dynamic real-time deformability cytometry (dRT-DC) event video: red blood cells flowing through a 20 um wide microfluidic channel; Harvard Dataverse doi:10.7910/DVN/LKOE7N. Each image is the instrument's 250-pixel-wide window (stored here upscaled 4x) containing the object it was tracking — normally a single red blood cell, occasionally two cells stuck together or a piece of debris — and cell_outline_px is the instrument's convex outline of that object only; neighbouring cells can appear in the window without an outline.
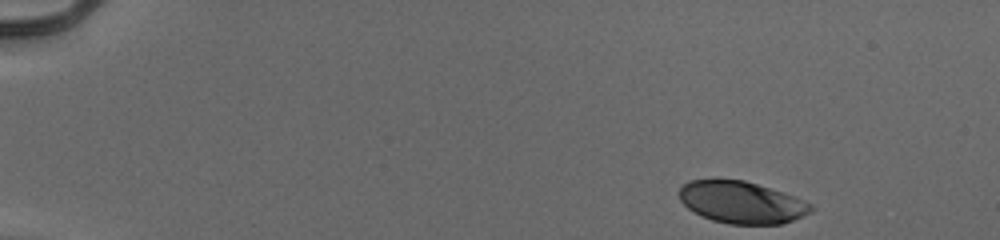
{"species": "human", "species_latin": "Homo sapiens", "temperature_condition": "cold", "stored_images_in_passage": 48, "camera_frame_rate_fps": 3000, "um_per_image_px": 0.085, "donor": {"sex": "male"}, "frame": {"image": 1, "passage_image": 1, "time_ms": 0.0, "image_size_px": [1000, 240], "cell_outline_px": [[812, 212], [792, 220], [780, 224], [728, 224], [712, 220], [700, 216], [692, 212], [680, 200], [680, 188], [684, 184], [692, 180], [744, 180], [784, 192], [796, 196], [812, 204]], "centroid_in_image_um": [63.05, 17.21], "position_along_channel_um": 21.9, "area_um2": 32.19}}
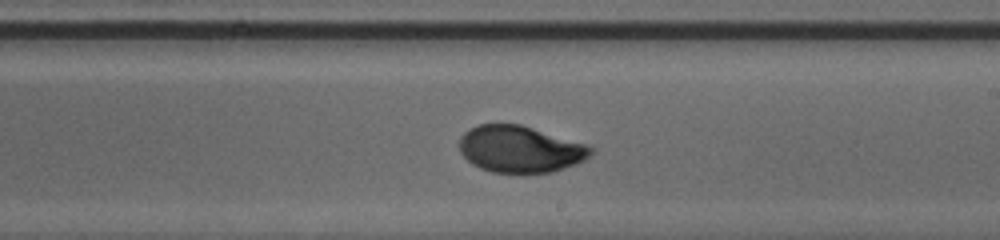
{"frame": {"image": 2, "passage_image": 28, "time_ms": 9.0, "image_size_px": [1000, 240], "cell_outline_px": [[596, 148], [584, 160], [576, 164], [552, 172], [492, 172], [480, 168], [472, 164], [460, 152], [460, 136], [464, 132], [476, 124], [520, 124], [588, 144]], "centroid_in_image_um": [44.22, 12.66], "position_along_channel_um": 244.8, "area_um2": 35.78}}
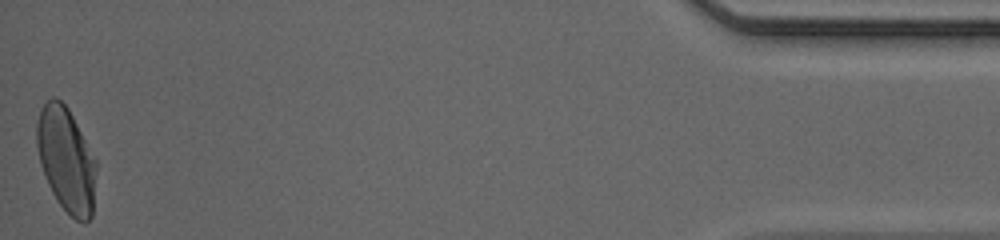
{"frame": {"image": 3, "passage_image": 48, "time_ms": 15.667, "image_size_px": [1000, 240], "cell_outline_px": [[96, 168], [92, 216], [88, 220], [76, 220], [56, 200], [48, 184], [40, 164], [36, 144], [36, 124], [40, 108], [52, 96], [56, 96], [68, 108], [96, 160]], "centroid_in_image_um": [5.6, 13.53], "position_along_channel_um": 429.6, "area_um2": 35.95}, "authors_computed_cell_mechanics": {"area_um2": 35.6337, "velocity_mm_per_s": 3.9566, "shape_relaxation_time_tau1_ms": 4.1486, "shape_relaxation_time_tau2_ms": 0.7796, "deformation_change_tau1": 0.1641, "deformation_change_tau2": 0.0388}}